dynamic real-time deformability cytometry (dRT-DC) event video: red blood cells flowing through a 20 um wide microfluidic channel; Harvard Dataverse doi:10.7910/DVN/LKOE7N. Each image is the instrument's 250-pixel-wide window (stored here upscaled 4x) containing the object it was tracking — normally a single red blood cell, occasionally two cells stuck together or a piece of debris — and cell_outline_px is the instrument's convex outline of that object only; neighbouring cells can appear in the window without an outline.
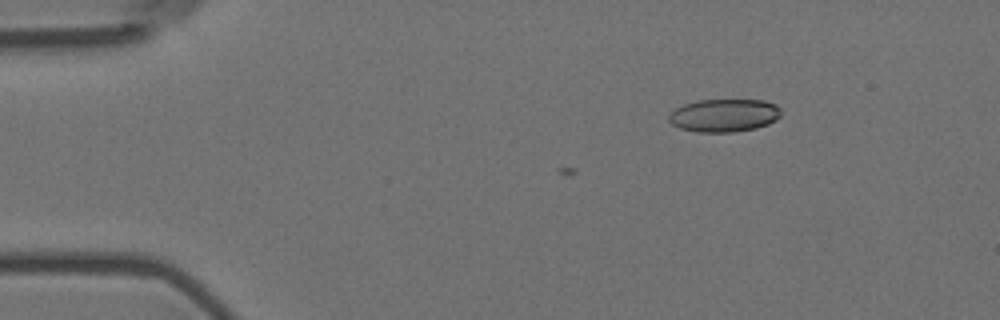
{"species": "Egyptian fruit bat (a non-hibernating species)", "species_latin": "Rousettus aegyptiacus", "temperature_condition": "room temperature", "stored_images_in_passage": 3, "camera_frame_rate_fps": 3000, "um_per_image_px": 0.085, "animal": {"sex": "female"}, "frame": {"image": 1, "passage_image": 1, "time_ms": 0.0, "image_size_px": [1000, 320], "cell_outline_px": [[780, 116], [776, 120], [768, 124], [756, 128], [736, 132], [696, 132], [680, 128], [672, 124], [668, 120], [668, 116], [676, 108], [684, 104], [700, 100], [764, 100], [776, 104], [780, 108]], "centroid_in_image_um": [61.56, 9.81], "position_along_channel_um": 23.4, "area_um2": 21.62}}